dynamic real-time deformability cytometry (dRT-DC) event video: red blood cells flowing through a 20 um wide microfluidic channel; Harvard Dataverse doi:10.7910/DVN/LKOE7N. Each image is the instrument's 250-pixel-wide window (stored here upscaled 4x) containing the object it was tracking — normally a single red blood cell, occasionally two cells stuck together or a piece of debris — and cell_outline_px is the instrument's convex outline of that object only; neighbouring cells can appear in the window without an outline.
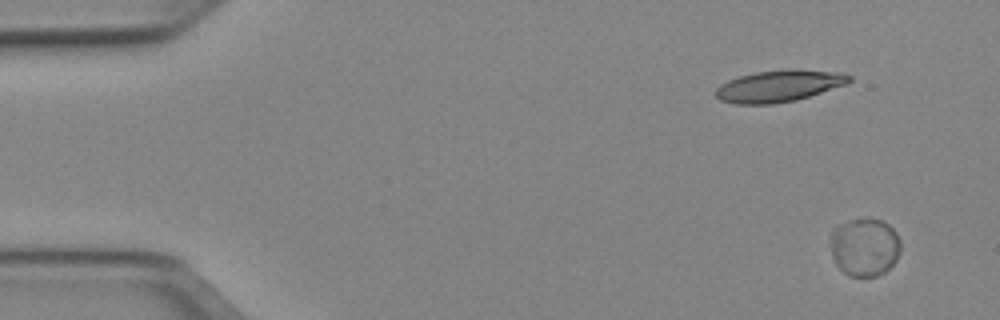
{"species": "Egyptian fruit bat (a non-hibernating species)", "species_latin": "Rousettus aegyptiacus", "temperature_condition": "cold", "stored_images_in_passage": 52, "camera_frame_rate_fps": 3000, "um_per_image_px": 0.085, "animal": {"sex": "female"}, "frame": {"image": 1, "passage_image": 3, "time_ms": 0.667, "image_size_px": [1000, 320], "cell_outline_px": [[900, 252], [896, 260], [884, 272], [876, 276], [848, 276], [836, 264], [832, 256], [832, 228], [836, 224], [852, 220], [880, 220], [888, 224], [896, 232], [900, 240]], "centroid_in_image_um": [73.49, 21.0], "position_along_channel_um": 11.5, "area_um2": 23.52}}
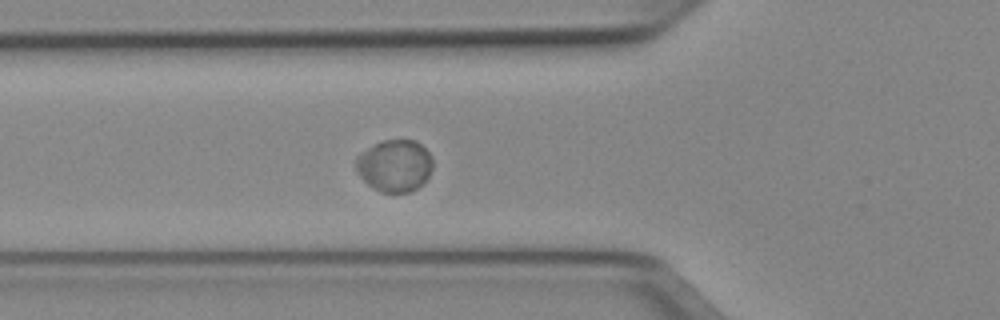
{"frame": {"image": 2, "passage_image": 19, "time_ms": 6.0, "image_size_px": [1000, 320], "cell_outline_px": [[432, 168], [424, 184], [408, 192], [380, 192], [372, 188], [356, 172], [356, 156], [360, 152], [380, 140], [416, 140], [432, 156]], "centroid_in_image_um": [33.53, 14.07], "position_along_channel_um": 92.3, "area_um2": 23.47}}
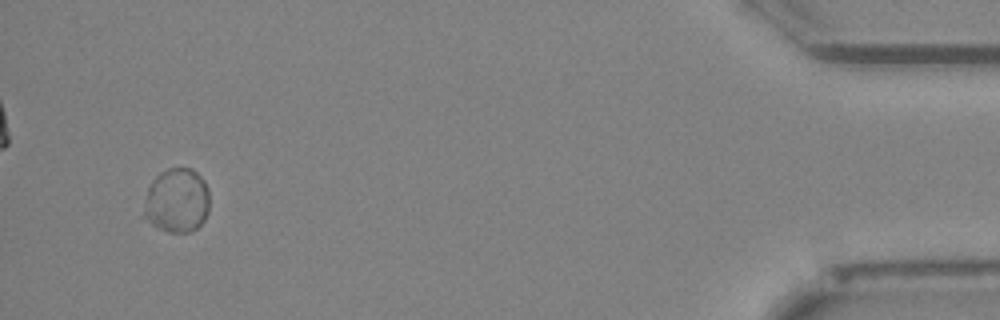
{"frame": {"image": 3, "passage_image": 50, "time_ms": 16.333, "image_size_px": [1000, 320], "cell_outline_px": [[208, 212], [204, 220], [192, 232], [168, 232], [152, 224], [144, 216], [144, 212], [148, 188], [152, 180], [160, 172], [168, 168], [192, 168], [204, 180], [208, 188]], "centroid_in_image_um": [15.05, 17.03], "position_along_channel_um": 420.1, "area_um2": 24.51}, "authors_computed_cell_mechanics": {"area_um2": 23.5246, "velocity_mm_per_s": 3.8836, "shape_relaxation_time_tau1_ms": 1.1325, "shape_relaxation_time_tau2_ms": null, "deformation_change_tau1": 0.0216, "deformation_change_tau2": null}}